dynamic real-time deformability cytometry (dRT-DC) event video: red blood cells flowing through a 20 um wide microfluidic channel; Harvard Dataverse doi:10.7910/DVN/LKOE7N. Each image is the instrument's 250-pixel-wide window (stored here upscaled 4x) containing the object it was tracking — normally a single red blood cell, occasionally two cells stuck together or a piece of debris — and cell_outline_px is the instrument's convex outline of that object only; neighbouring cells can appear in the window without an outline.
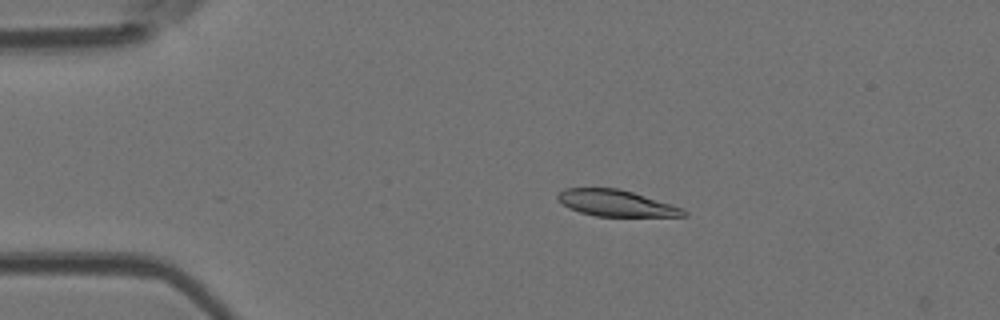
{"species": "Egyptian fruit bat (a non-hibernating species)", "species_latin": "Rousettus aegyptiacus", "temperature_condition": "room temperature", "stored_images_in_passage": 5, "camera_frame_rate_fps": 3000, "um_per_image_px": 0.085, "animal": {"sex": "female"}, "frame": {"image": 1, "passage_image": 3, "time_ms": 2.333, "image_size_px": [1000, 320], "cell_outline_px": [[688, 216], [596, 216], [580, 212], [568, 208], [556, 200], [556, 196], [564, 188], [616, 188], [632, 192], [680, 208], [688, 212]], "centroid_in_image_um": [52.28, 17.27], "position_along_channel_um": 32.7, "area_um2": 19.02}}
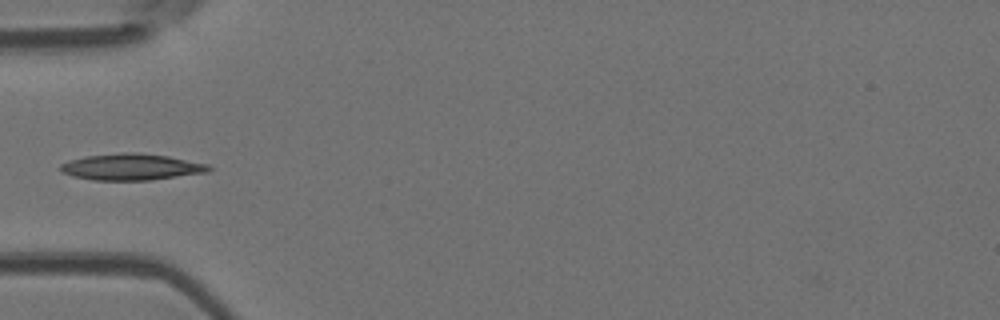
{"frame": {"image": 2, "passage_image": 5, "time_ms": 4.667, "image_size_px": [1000, 320], "cell_outline_px": [[212, 168], [208, 172], [152, 180], [92, 180], [72, 176], [60, 172], [60, 164], [72, 160], [88, 156], [124, 152], [136, 152], [168, 156], [208, 164]], "centroid_in_image_um": [11.18, 14.19], "position_along_channel_um": 73.8, "area_um2": 22.77}}